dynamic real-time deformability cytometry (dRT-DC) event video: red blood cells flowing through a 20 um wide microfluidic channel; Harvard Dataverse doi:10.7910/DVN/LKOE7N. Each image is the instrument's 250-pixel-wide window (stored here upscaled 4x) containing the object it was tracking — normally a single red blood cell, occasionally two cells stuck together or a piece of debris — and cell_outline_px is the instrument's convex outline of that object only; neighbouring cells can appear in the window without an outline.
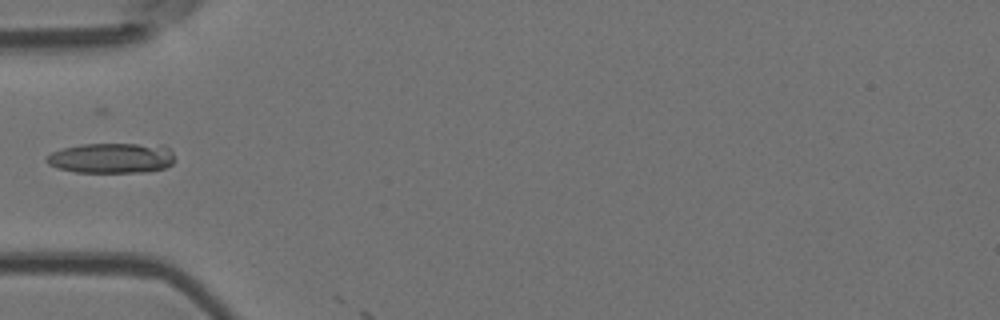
{"species": "Egyptian fruit bat (a non-hibernating species)", "species_latin": "Rousettus aegyptiacus", "temperature_condition": "room temperature", "stored_images_in_passage": 4, "camera_frame_rate_fps": 3000, "um_per_image_px": 0.085, "animal": {"sex": "female"}, "frame": {"image": 1, "passage_image": 4, "time_ms": 5.0, "image_size_px": [1000, 320], "cell_outline_px": [[176, 160], [172, 164], [164, 168], [148, 172], [76, 172], [60, 168], [48, 164], [44, 160], [52, 152], [64, 148], [80, 144], [164, 144], [172, 152]], "centroid_in_image_um": [9.55, 13.43], "position_along_channel_um": 75.5, "area_um2": 22.77}}